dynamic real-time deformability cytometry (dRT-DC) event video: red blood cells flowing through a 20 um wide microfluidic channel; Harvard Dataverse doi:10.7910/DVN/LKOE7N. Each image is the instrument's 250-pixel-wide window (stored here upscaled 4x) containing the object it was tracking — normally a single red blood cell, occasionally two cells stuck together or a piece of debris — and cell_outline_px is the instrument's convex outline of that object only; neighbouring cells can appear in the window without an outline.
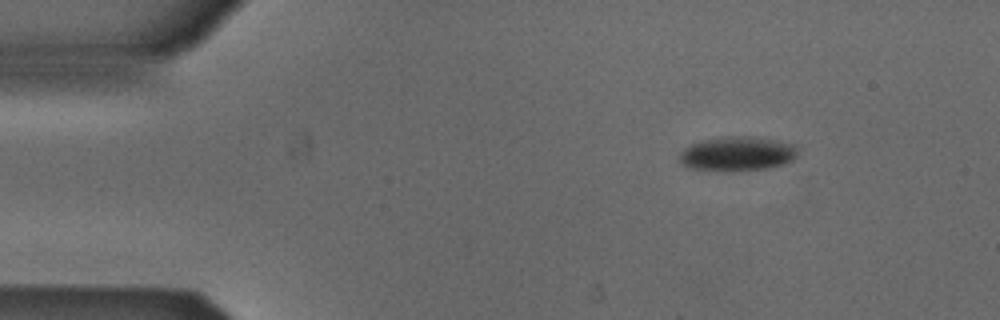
{"species": "Egyptian fruit bat (a non-hibernating species)", "species_latin": "Rousettus aegyptiacus", "temperature_condition": "cold", "stored_images_in_passage": 46, "camera_frame_rate_fps": 3000, "um_per_image_px": 0.085, "animal": {"sex": "male"}, "frame": {"image": 1, "passage_image": 1, "time_ms": 0.0, "image_size_px": [1000, 320], "cell_outline_px": [[796, 156], [792, 160], [784, 164], [768, 168], [740, 172], [724, 172], [688, 168], [680, 164], [676, 156], [684, 148], [692, 144], [704, 140], [728, 136], [752, 136], [776, 140], [796, 144]], "centroid_in_image_um": [62.63, 13.1], "position_along_channel_um": 22.4, "area_um2": 24.33}}
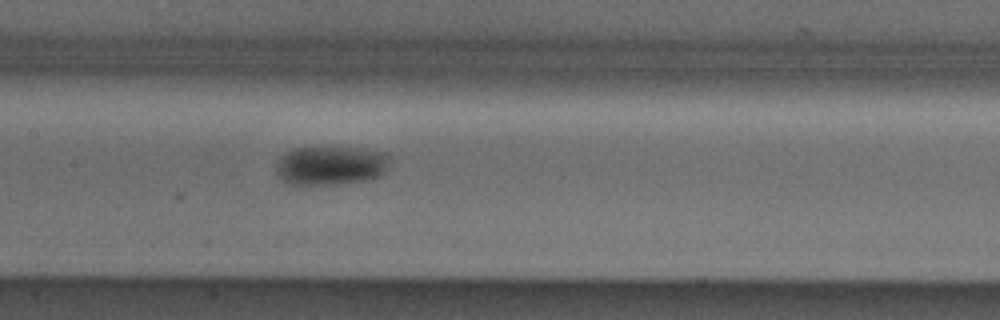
{"frame": {"image": 2, "passage_image": 19, "time_ms": 6.0, "image_size_px": [1000, 320], "cell_outline_px": [[388, 164], [384, 172], [380, 176], [364, 180], [340, 184], [288, 184], [276, 172], [276, 168], [280, 156], [296, 148], [316, 144], [332, 144], [360, 148], [380, 152], [388, 156]], "centroid_in_image_um": [28.08, 14.0], "position_along_channel_um": 179.3, "area_um2": 26.47}}
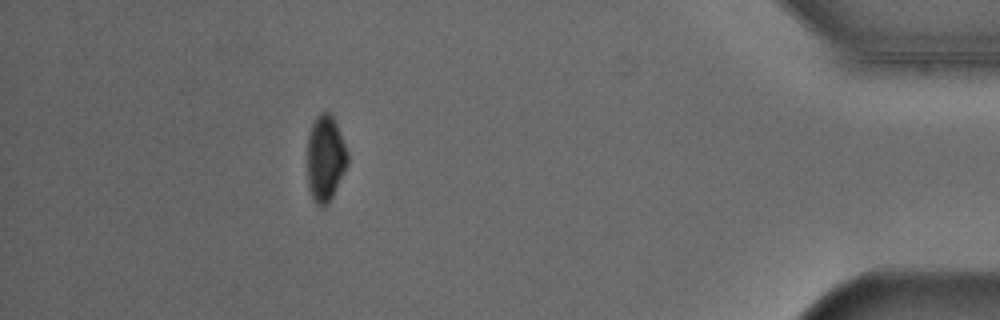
{"frame": {"image": 3, "passage_image": 41, "time_ms": 13.333, "image_size_px": [1000, 320], "cell_outline_px": [[348, 164], [328, 204], [324, 208], [316, 204], [312, 200], [308, 188], [308, 136], [312, 124], [316, 116], [320, 112], [332, 112], [348, 152]], "centroid_in_image_um": [27.66, 13.46], "position_along_channel_um": 407.5, "area_um2": 20.4}, "authors_computed_cell_mechanics": {"area_um2": 25.1719, "velocity_mm_per_s": 3.8787, "shape_relaxation_time_tau1_ms": 6.0202, "shape_relaxation_time_tau2_ms": null, "deformation_change_tau1": 0.1002, "deformation_change_tau2": null}}